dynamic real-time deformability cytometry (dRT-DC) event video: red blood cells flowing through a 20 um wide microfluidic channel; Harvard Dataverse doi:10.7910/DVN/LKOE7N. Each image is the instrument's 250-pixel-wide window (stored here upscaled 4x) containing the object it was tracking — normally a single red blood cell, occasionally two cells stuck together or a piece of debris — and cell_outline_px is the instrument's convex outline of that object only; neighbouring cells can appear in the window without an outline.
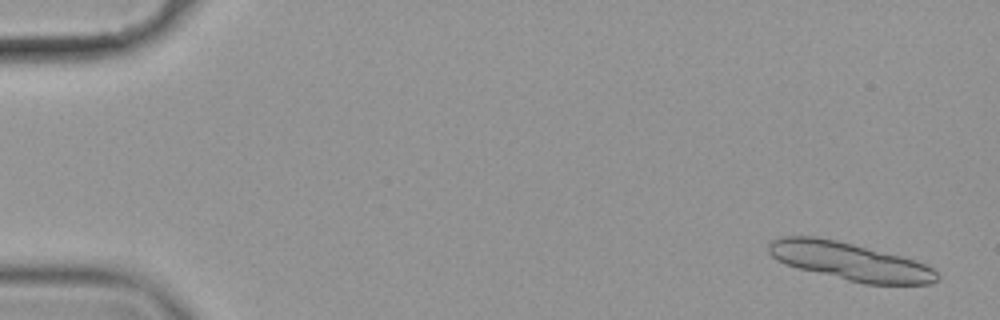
{"species": "common noctule bat (a hibernating species)", "species_latin": "Nyctalus noctula", "temperature_condition": "cold", "stored_images_in_passage": 16, "camera_frame_rate_fps": 3000, "um_per_image_px": 0.085, "animal": {"sex": "female", "body_mass_g": 19.9}, "frame": {"image": 1, "passage_image": 3, "time_ms": 0.667, "image_size_px": [1000, 320], "cell_outline_px": [[940, 280], [932, 284], [864, 284], [784, 264], [776, 260], [768, 252], [768, 244], [772, 240], [784, 236], [816, 236], [836, 240], [916, 260], [932, 268], [940, 276]], "centroid_in_image_um": [72.24, 22.22], "position_along_channel_um": 12.8, "area_um2": 36.82}}